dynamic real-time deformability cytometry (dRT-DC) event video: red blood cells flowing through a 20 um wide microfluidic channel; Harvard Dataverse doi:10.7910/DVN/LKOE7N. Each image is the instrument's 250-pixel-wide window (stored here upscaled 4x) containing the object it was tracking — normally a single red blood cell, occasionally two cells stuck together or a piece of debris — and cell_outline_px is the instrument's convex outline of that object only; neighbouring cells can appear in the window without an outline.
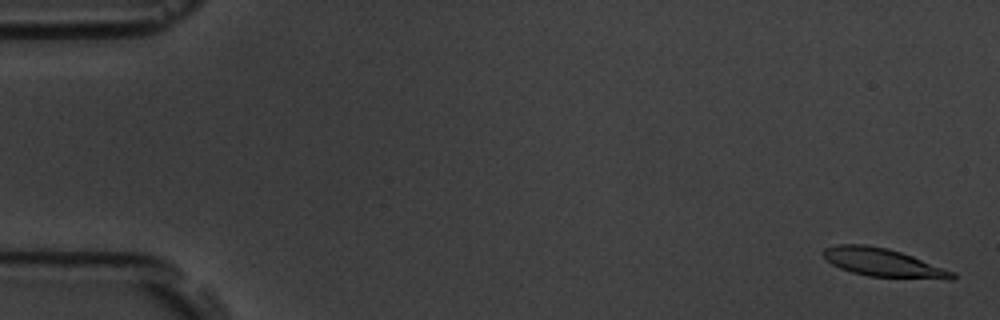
{"species": "common noctule bat (a hibernating species)", "species_latin": "Nyctalus noctula", "temperature_condition": "room temperature", "stored_images_in_passage": 13, "camera_frame_rate_fps": 3000, "um_per_image_px": 0.085, "animal": {"sex": "male", "body_mass_g": 19.5, "forearm_length_mm": 54.6}, "frame": {"image": 1, "passage_image": 1, "time_ms": 0.0, "image_size_px": [1000, 320], "cell_outline_px": [[956, 276], [952, 280], [948, 280], [868, 276], [852, 272], [840, 268], [832, 264], [820, 252], [824, 248], [836, 244], [864, 244], [888, 248], [912, 256], [956, 272]], "centroid_in_image_um": [75.09, 22.33], "position_along_channel_um": 9.9, "area_um2": 21.44}}
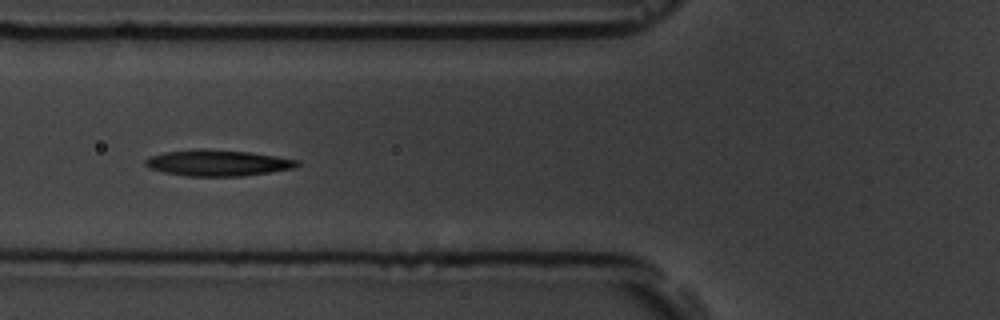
{"frame": {"image": 2, "passage_image": 6, "time_ms": 6.667, "image_size_px": [1000, 320], "cell_outline_px": [[300, 164], [292, 168], [244, 176], [188, 176], [164, 172], [148, 168], [144, 164], [144, 160], [152, 156], [164, 152], [196, 148], [248, 152], [300, 160]], "centroid_in_image_um": [18.46, 13.84], "position_along_channel_um": 107.3, "area_um2": 22.95}}
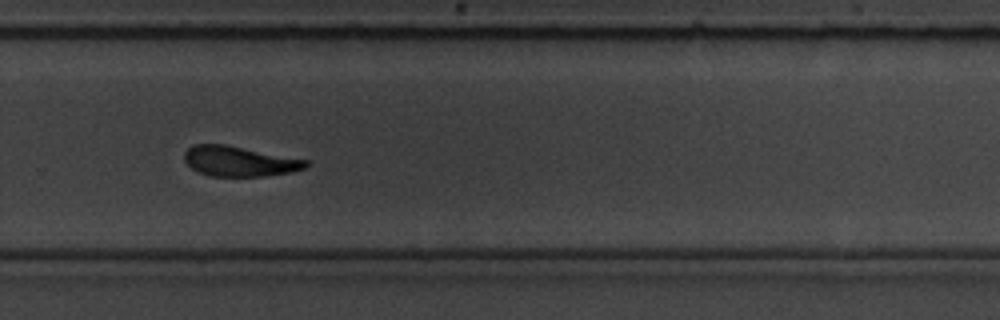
{"frame": {"image": 3, "passage_image": 11, "time_ms": 12.333, "image_size_px": [1000, 320], "cell_outline_px": [[308, 168], [292, 172], [264, 176], [212, 176], [200, 172], [192, 168], [184, 160], [184, 152], [192, 144], [224, 144], [308, 160]], "centroid_in_image_um": [20.35, 13.7], "position_along_channel_um": 309.4, "area_um2": 21.27}, "authors_computed_cell_mechanics": {"area_um2": 22.4264, "velocity_mm_per_s": 3.5686, "shape_relaxation_time_tau1_ms": 6.243, "shape_relaxation_time_tau2_ms": 2.6224, "deformation_change_tau1": 0.1464, "deformation_change_tau2": 0.1033}}